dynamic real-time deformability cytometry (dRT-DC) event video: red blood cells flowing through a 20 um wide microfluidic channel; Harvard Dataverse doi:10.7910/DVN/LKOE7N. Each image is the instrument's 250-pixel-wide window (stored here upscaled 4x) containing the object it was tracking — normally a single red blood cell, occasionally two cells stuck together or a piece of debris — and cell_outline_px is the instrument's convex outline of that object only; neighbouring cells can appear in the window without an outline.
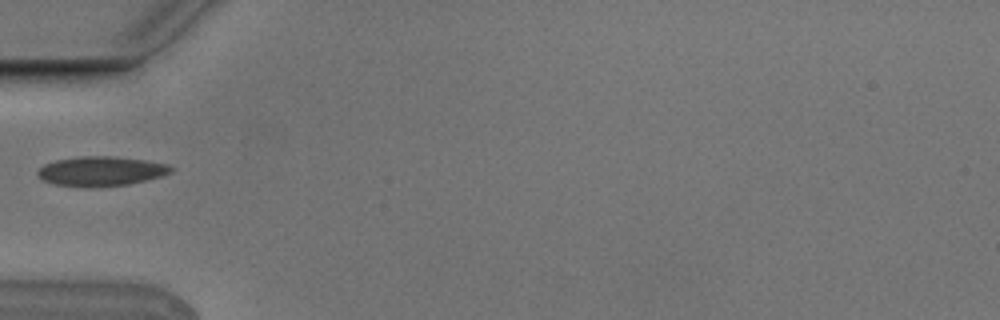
{"species": "Egyptian fruit bat (a non-hibernating species)", "species_latin": "Rousettus aegyptiacus", "temperature_condition": "cold", "stored_images_in_passage": 1, "camera_frame_rate_fps": 3000, "um_per_image_px": 0.085, "animal": {"sex": "male"}, "frame": {"image": 1, "passage_image": 1, "time_ms": 0.0, "image_size_px": [1000, 320], "cell_outline_px": [[176, 168], [172, 172], [160, 176], [128, 184], [100, 188], [80, 188], [56, 184], [44, 180], [36, 172], [44, 164], [56, 160], [80, 156], [112, 156], [144, 160], [168, 164]], "centroid_in_image_um": [8.6, 14.56], "position_along_channel_um": 76.4, "area_um2": 23.18}}